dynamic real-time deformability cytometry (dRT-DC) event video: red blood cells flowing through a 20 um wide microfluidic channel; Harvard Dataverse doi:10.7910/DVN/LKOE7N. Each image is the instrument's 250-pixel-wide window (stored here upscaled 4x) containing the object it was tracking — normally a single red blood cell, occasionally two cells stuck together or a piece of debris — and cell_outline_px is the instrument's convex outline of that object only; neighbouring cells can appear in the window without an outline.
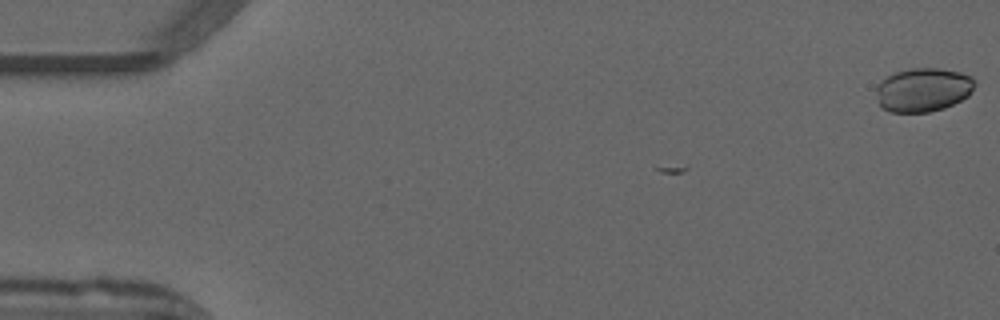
{"species": "common noctule bat (a hibernating species)", "species_latin": "Nyctalus noctula", "temperature_condition": "warm", "stored_images_in_passage": 8, "camera_frame_rate_fps": 3000, "um_per_image_px": 0.085, "animal": {"sex": "male", "forearm_length_mm": 52.5}, "frame": {"image": 1, "passage_image": 1, "time_ms": 0.0, "image_size_px": [1000, 320], "cell_outline_px": [[976, 84], [968, 96], [944, 108], [928, 112], [892, 112], [880, 108], [876, 92], [876, 88], [888, 76], [896, 72], [912, 68], [936, 68], [960, 72], [972, 76]], "centroid_in_image_um": [78.48, 7.64], "position_along_channel_um": 6.5, "area_um2": 25.03}}